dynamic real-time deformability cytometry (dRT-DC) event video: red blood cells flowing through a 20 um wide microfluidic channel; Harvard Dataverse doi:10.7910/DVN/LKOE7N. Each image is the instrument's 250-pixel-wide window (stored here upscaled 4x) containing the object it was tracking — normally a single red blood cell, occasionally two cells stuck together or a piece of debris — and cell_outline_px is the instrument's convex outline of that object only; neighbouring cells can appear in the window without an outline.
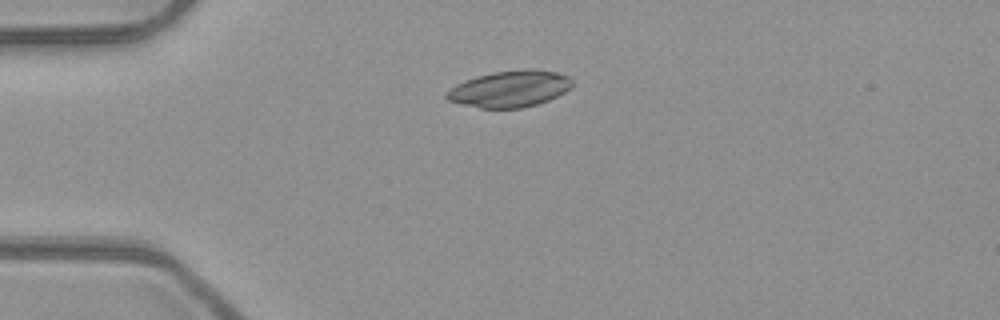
{"species": "common noctule bat (a hibernating species)", "species_latin": "Nyctalus noctula", "temperature_condition": "room temperature", "stored_images_in_passage": 2, "camera_frame_rate_fps": 3000, "um_per_image_px": 0.085, "animal": {"sex": "male", "body_mass_g": 23.1, "forearm_length_mm": 52.7}, "frame": {"image": 1, "passage_image": 1, "time_ms": 0.0, "image_size_px": [1000, 320], "cell_outline_px": [[572, 88], [548, 100], [536, 104], [520, 108], [480, 108], [460, 104], [448, 100], [444, 96], [456, 84], [464, 80], [476, 76], [492, 72], [524, 68], [532, 68], [556, 72], [568, 76], [572, 80]], "centroid_in_image_um": [43.33, 7.54], "position_along_channel_um": 41.7, "area_um2": 26.82}}